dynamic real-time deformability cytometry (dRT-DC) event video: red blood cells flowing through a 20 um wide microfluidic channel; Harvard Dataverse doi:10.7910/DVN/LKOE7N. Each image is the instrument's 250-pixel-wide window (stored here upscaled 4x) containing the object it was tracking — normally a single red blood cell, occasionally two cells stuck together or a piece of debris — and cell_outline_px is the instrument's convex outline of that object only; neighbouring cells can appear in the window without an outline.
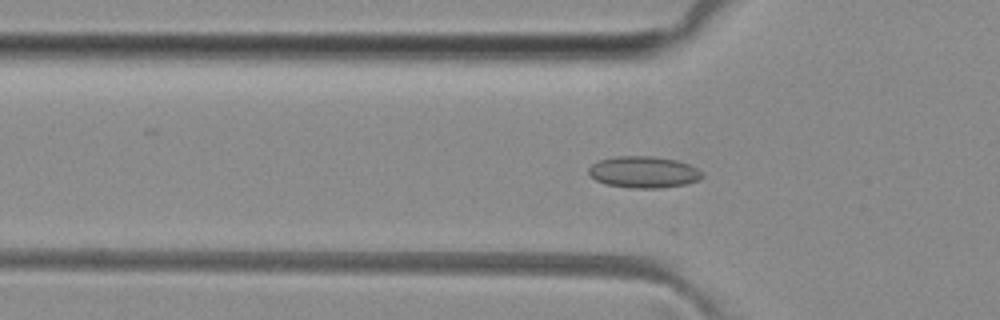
{"species": "common noctule bat (a hibernating species)", "species_latin": "Nyctalus noctula", "temperature_condition": "room temperature", "stored_images_in_passage": 31, "camera_frame_rate_fps": 3000, "um_per_image_px": 0.085, "animal": {"sex": "female", "body_mass_g": 29.2, "forearm_length_mm": 56.3}, "frame": {"image": 1, "passage_image": 17, "time_ms": 5.333, "image_size_px": [1000, 320], "cell_outline_px": [[704, 176], [696, 180], [684, 184], [660, 188], [632, 188], [604, 184], [596, 180], [588, 172], [588, 168], [592, 164], [600, 160], [616, 156], [652, 156], [676, 160], [688, 164], [704, 172]], "centroid_in_image_um": [54.7, 14.62], "position_along_channel_um": 71.1, "area_um2": 20.81}}
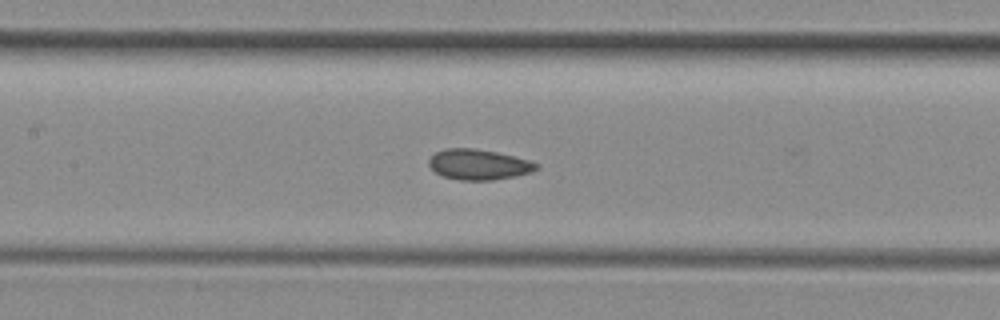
{"frame": {"image": 2, "passage_image": 24, "time_ms": 7.667, "image_size_px": [1000, 320], "cell_outline_px": [[540, 168], [532, 172], [516, 176], [492, 180], [460, 180], [444, 176], [436, 172], [428, 164], [428, 160], [436, 152], [444, 148], [472, 148], [496, 152], [528, 160], [540, 164]], "centroid_in_image_um": [40.71, 13.98], "position_along_channel_um": 166.7, "area_um2": 19.02}}
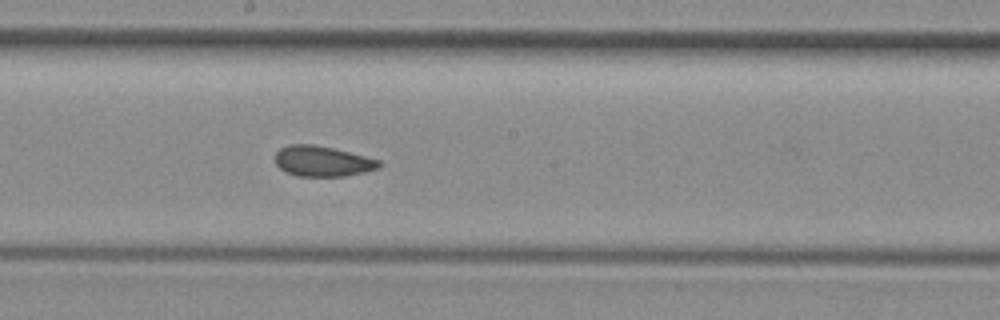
{"frame": {"image": 3, "passage_image": 28, "time_ms": 9.0, "image_size_px": [1000, 320], "cell_outline_px": [[384, 164], [380, 168], [364, 172], [344, 176], [296, 176], [280, 168], [276, 164], [276, 152], [280, 148], [288, 144], [312, 144], [332, 148], [380, 160]], "centroid_in_image_um": [27.43, 13.7], "position_along_channel_um": 220.8, "area_um2": 18.38}}